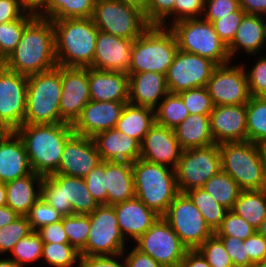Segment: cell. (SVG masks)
<instances>
[{
    "instance_id": "6da1fadb",
    "label": "cell",
    "mask_w": 266,
    "mask_h": 267,
    "mask_svg": "<svg viewBox=\"0 0 266 267\" xmlns=\"http://www.w3.org/2000/svg\"><path fill=\"white\" fill-rule=\"evenodd\" d=\"M52 20L36 16L24 29L21 40L7 58V69L30 76L57 67Z\"/></svg>"
},
{
    "instance_id": "7a4b0ae2",
    "label": "cell",
    "mask_w": 266,
    "mask_h": 267,
    "mask_svg": "<svg viewBox=\"0 0 266 267\" xmlns=\"http://www.w3.org/2000/svg\"><path fill=\"white\" fill-rule=\"evenodd\" d=\"M33 172L49 176L58 170L66 141L74 134L71 124H28L17 130Z\"/></svg>"
},
{
    "instance_id": "3957f363",
    "label": "cell",
    "mask_w": 266,
    "mask_h": 267,
    "mask_svg": "<svg viewBox=\"0 0 266 267\" xmlns=\"http://www.w3.org/2000/svg\"><path fill=\"white\" fill-rule=\"evenodd\" d=\"M58 66L90 68L99 29L92 18L52 20Z\"/></svg>"
},
{
    "instance_id": "277c9868",
    "label": "cell",
    "mask_w": 266,
    "mask_h": 267,
    "mask_svg": "<svg viewBox=\"0 0 266 267\" xmlns=\"http://www.w3.org/2000/svg\"><path fill=\"white\" fill-rule=\"evenodd\" d=\"M132 170L135 197L162 217L179 194L175 169L140 158L132 163Z\"/></svg>"
},
{
    "instance_id": "5b68a950",
    "label": "cell",
    "mask_w": 266,
    "mask_h": 267,
    "mask_svg": "<svg viewBox=\"0 0 266 267\" xmlns=\"http://www.w3.org/2000/svg\"><path fill=\"white\" fill-rule=\"evenodd\" d=\"M62 66L27 76V100L24 123H65L60 117Z\"/></svg>"
},
{
    "instance_id": "8992f818",
    "label": "cell",
    "mask_w": 266,
    "mask_h": 267,
    "mask_svg": "<svg viewBox=\"0 0 266 267\" xmlns=\"http://www.w3.org/2000/svg\"><path fill=\"white\" fill-rule=\"evenodd\" d=\"M178 49L175 34L169 27L151 25L134 39L129 74L156 72L166 75Z\"/></svg>"
},
{
    "instance_id": "52a82bcc",
    "label": "cell",
    "mask_w": 266,
    "mask_h": 267,
    "mask_svg": "<svg viewBox=\"0 0 266 267\" xmlns=\"http://www.w3.org/2000/svg\"><path fill=\"white\" fill-rule=\"evenodd\" d=\"M219 149L222 171L230 175L241 190L266 188L261 145L247 140L221 143Z\"/></svg>"
},
{
    "instance_id": "ba28073f",
    "label": "cell",
    "mask_w": 266,
    "mask_h": 267,
    "mask_svg": "<svg viewBox=\"0 0 266 267\" xmlns=\"http://www.w3.org/2000/svg\"><path fill=\"white\" fill-rule=\"evenodd\" d=\"M167 26L174 32L179 50L208 58L217 65L231 62L228 47L219 38L211 22L193 18Z\"/></svg>"
},
{
    "instance_id": "9c48e42d",
    "label": "cell",
    "mask_w": 266,
    "mask_h": 267,
    "mask_svg": "<svg viewBox=\"0 0 266 267\" xmlns=\"http://www.w3.org/2000/svg\"><path fill=\"white\" fill-rule=\"evenodd\" d=\"M92 20L100 31L124 39H136L151 26L141 10L118 0H96Z\"/></svg>"
},
{
    "instance_id": "30bf717a",
    "label": "cell",
    "mask_w": 266,
    "mask_h": 267,
    "mask_svg": "<svg viewBox=\"0 0 266 267\" xmlns=\"http://www.w3.org/2000/svg\"><path fill=\"white\" fill-rule=\"evenodd\" d=\"M221 170L218 144L183 150L175 167L179 193L202 188L211 177Z\"/></svg>"
},
{
    "instance_id": "8fae6325",
    "label": "cell",
    "mask_w": 266,
    "mask_h": 267,
    "mask_svg": "<svg viewBox=\"0 0 266 267\" xmlns=\"http://www.w3.org/2000/svg\"><path fill=\"white\" fill-rule=\"evenodd\" d=\"M90 231L81 256L119 255L125 252L117 215L112 205L102 204L89 214Z\"/></svg>"
},
{
    "instance_id": "7c38bea8",
    "label": "cell",
    "mask_w": 266,
    "mask_h": 267,
    "mask_svg": "<svg viewBox=\"0 0 266 267\" xmlns=\"http://www.w3.org/2000/svg\"><path fill=\"white\" fill-rule=\"evenodd\" d=\"M162 217L188 250L197 249L214 234L186 193H179Z\"/></svg>"
},
{
    "instance_id": "4fadbf2b",
    "label": "cell",
    "mask_w": 266,
    "mask_h": 267,
    "mask_svg": "<svg viewBox=\"0 0 266 267\" xmlns=\"http://www.w3.org/2000/svg\"><path fill=\"white\" fill-rule=\"evenodd\" d=\"M135 242L138 250L152 257L163 267H180L188 251L163 217H159Z\"/></svg>"
},
{
    "instance_id": "5bb4252c",
    "label": "cell",
    "mask_w": 266,
    "mask_h": 267,
    "mask_svg": "<svg viewBox=\"0 0 266 267\" xmlns=\"http://www.w3.org/2000/svg\"><path fill=\"white\" fill-rule=\"evenodd\" d=\"M218 65L208 58L178 49L165 75L170 93L206 87Z\"/></svg>"
},
{
    "instance_id": "9a60e30c",
    "label": "cell",
    "mask_w": 266,
    "mask_h": 267,
    "mask_svg": "<svg viewBox=\"0 0 266 267\" xmlns=\"http://www.w3.org/2000/svg\"><path fill=\"white\" fill-rule=\"evenodd\" d=\"M214 106L246 104L250 98L244 66L218 65L207 83Z\"/></svg>"
},
{
    "instance_id": "2e32d148",
    "label": "cell",
    "mask_w": 266,
    "mask_h": 267,
    "mask_svg": "<svg viewBox=\"0 0 266 267\" xmlns=\"http://www.w3.org/2000/svg\"><path fill=\"white\" fill-rule=\"evenodd\" d=\"M27 76L6 69L0 74V126L16 131L24 124Z\"/></svg>"
},
{
    "instance_id": "e0dca14e",
    "label": "cell",
    "mask_w": 266,
    "mask_h": 267,
    "mask_svg": "<svg viewBox=\"0 0 266 267\" xmlns=\"http://www.w3.org/2000/svg\"><path fill=\"white\" fill-rule=\"evenodd\" d=\"M101 161L93 138L73 134L65 143L57 174L85 178Z\"/></svg>"
},
{
    "instance_id": "ac0fdd59",
    "label": "cell",
    "mask_w": 266,
    "mask_h": 267,
    "mask_svg": "<svg viewBox=\"0 0 266 267\" xmlns=\"http://www.w3.org/2000/svg\"><path fill=\"white\" fill-rule=\"evenodd\" d=\"M90 100L88 68L62 66L61 119L72 125Z\"/></svg>"
},
{
    "instance_id": "d6986e66",
    "label": "cell",
    "mask_w": 266,
    "mask_h": 267,
    "mask_svg": "<svg viewBox=\"0 0 266 267\" xmlns=\"http://www.w3.org/2000/svg\"><path fill=\"white\" fill-rule=\"evenodd\" d=\"M128 101L90 100L72 124L75 134L93 138L96 134L116 127Z\"/></svg>"
},
{
    "instance_id": "ffe728a7",
    "label": "cell",
    "mask_w": 266,
    "mask_h": 267,
    "mask_svg": "<svg viewBox=\"0 0 266 267\" xmlns=\"http://www.w3.org/2000/svg\"><path fill=\"white\" fill-rule=\"evenodd\" d=\"M182 151L174 129L155 123L141 142L140 158L175 169Z\"/></svg>"
},
{
    "instance_id": "44dd1931",
    "label": "cell",
    "mask_w": 266,
    "mask_h": 267,
    "mask_svg": "<svg viewBox=\"0 0 266 267\" xmlns=\"http://www.w3.org/2000/svg\"><path fill=\"white\" fill-rule=\"evenodd\" d=\"M210 126L215 144L247 141L246 104L214 106Z\"/></svg>"
},
{
    "instance_id": "7402d4cb",
    "label": "cell",
    "mask_w": 266,
    "mask_h": 267,
    "mask_svg": "<svg viewBox=\"0 0 266 267\" xmlns=\"http://www.w3.org/2000/svg\"><path fill=\"white\" fill-rule=\"evenodd\" d=\"M133 42L134 39L120 38L99 30L90 68L129 74Z\"/></svg>"
},
{
    "instance_id": "603a6c76",
    "label": "cell",
    "mask_w": 266,
    "mask_h": 267,
    "mask_svg": "<svg viewBox=\"0 0 266 267\" xmlns=\"http://www.w3.org/2000/svg\"><path fill=\"white\" fill-rule=\"evenodd\" d=\"M33 172L22 139L16 131L0 137V182L7 183Z\"/></svg>"
},
{
    "instance_id": "cb8c5ba5",
    "label": "cell",
    "mask_w": 266,
    "mask_h": 267,
    "mask_svg": "<svg viewBox=\"0 0 266 267\" xmlns=\"http://www.w3.org/2000/svg\"><path fill=\"white\" fill-rule=\"evenodd\" d=\"M93 140L101 161L134 163L140 159L141 144L116 128L96 134Z\"/></svg>"
},
{
    "instance_id": "d4e9b609",
    "label": "cell",
    "mask_w": 266,
    "mask_h": 267,
    "mask_svg": "<svg viewBox=\"0 0 266 267\" xmlns=\"http://www.w3.org/2000/svg\"><path fill=\"white\" fill-rule=\"evenodd\" d=\"M118 225L124 238L129 235L138 240L160 217L149 209L140 199L134 197L113 206ZM126 234V235H125Z\"/></svg>"
},
{
    "instance_id": "484cf974",
    "label": "cell",
    "mask_w": 266,
    "mask_h": 267,
    "mask_svg": "<svg viewBox=\"0 0 266 267\" xmlns=\"http://www.w3.org/2000/svg\"><path fill=\"white\" fill-rule=\"evenodd\" d=\"M128 75L130 104L155 110L159 100L161 102L169 93L166 77L162 73L142 72Z\"/></svg>"
},
{
    "instance_id": "4316f807",
    "label": "cell",
    "mask_w": 266,
    "mask_h": 267,
    "mask_svg": "<svg viewBox=\"0 0 266 267\" xmlns=\"http://www.w3.org/2000/svg\"><path fill=\"white\" fill-rule=\"evenodd\" d=\"M90 99L94 101H128L129 75L121 71L88 68Z\"/></svg>"
},
{
    "instance_id": "83f0119b",
    "label": "cell",
    "mask_w": 266,
    "mask_h": 267,
    "mask_svg": "<svg viewBox=\"0 0 266 267\" xmlns=\"http://www.w3.org/2000/svg\"><path fill=\"white\" fill-rule=\"evenodd\" d=\"M107 205H116L135 197L132 163L105 161Z\"/></svg>"
},
{
    "instance_id": "f1b7e54d",
    "label": "cell",
    "mask_w": 266,
    "mask_h": 267,
    "mask_svg": "<svg viewBox=\"0 0 266 267\" xmlns=\"http://www.w3.org/2000/svg\"><path fill=\"white\" fill-rule=\"evenodd\" d=\"M266 41V21L262 15L245 14L241 20L233 41L227 46L230 59L243 49L247 53L256 54L263 49Z\"/></svg>"
},
{
    "instance_id": "f546056e",
    "label": "cell",
    "mask_w": 266,
    "mask_h": 267,
    "mask_svg": "<svg viewBox=\"0 0 266 267\" xmlns=\"http://www.w3.org/2000/svg\"><path fill=\"white\" fill-rule=\"evenodd\" d=\"M43 176L35 172L5 183L6 206H9L19 216H26L30 208L41 197L40 186ZM35 184L38 190H35Z\"/></svg>"
},
{
    "instance_id": "4dcf8cb0",
    "label": "cell",
    "mask_w": 266,
    "mask_h": 267,
    "mask_svg": "<svg viewBox=\"0 0 266 267\" xmlns=\"http://www.w3.org/2000/svg\"><path fill=\"white\" fill-rule=\"evenodd\" d=\"M58 185H64L65 216L90 214L99 204L87 189L84 178L53 173L49 175Z\"/></svg>"
},
{
    "instance_id": "1f68e13d",
    "label": "cell",
    "mask_w": 266,
    "mask_h": 267,
    "mask_svg": "<svg viewBox=\"0 0 266 267\" xmlns=\"http://www.w3.org/2000/svg\"><path fill=\"white\" fill-rule=\"evenodd\" d=\"M174 132L183 150L215 144L211 134L210 115L189 114Z\"/></svg>"
},
{
    "instance_id": "d6a6232c",
    "label": "cell",
    "mask_w": 266,
    "mask_h": 267,
    "mask_svg": "<svg viewBox=\"0 0 266 267\" xmlns=\"http://www.w3.org/2000/svg\"><path fill=\"white\" fill-rule=\"evenodd\" d=\"M155 123V110L126 103L115 128L141 144L145 134Z\"/></svg>"
},
{
    "instance_id": "836d02e7",
    "label": "cell",
    "mask_w": 266,
    "mask_h": 267,
    "mask_svg": "<svg viewBox=\"0 0 266 267\" xmlns=\"http://www.w3.org/2000/svg\"><path fill=\"white\" fill-rule=\"evenodd\" d=\"M232 211L258 230L266 216V188L241 190Z\"/></svg>"
},
{
    "instance_id": "e575fe53",
    "label": "cell",
    "mask_w": 266,
    "mask_h": 267,
    "mask_svg": "<svg viewBox=\"0 0 266 267\" xmlns=\"http://www.w3.org/2000/svg\"><path fill=\"white\" fill-rule=\"evenodd\" d=\"M202 188L228 210H232L241 192L237 182L222 170L211 177Z\"/></svg>"
},
{
    "instance_id": "d590c367",
    "label": "cell",
    "mask_w": 266,
    "mask_h": 267,
    "mask_svg": "<svg viewBox=\"0 0 266 267\" xmlns=\"http://www.w3.org/2000/svg\"><path fill=\"white\" fill-rule=\"evenodd\" d=\"M247 140L266 144V97H253L246 103Z\"/></svg>"
},
{
    "instance_id": "8d00e7d4",
    "label": "cell",
    "mask_w": 266,
    "mask_h": 267,
    "mask_svg": "<svg viewBox=\"0 0 266 267\" xmlns=\"http://www.w3.org/2000/svg\"><path fill=\"white\" fill-rule=\"evenodd\" d=\"M193 201L194 205L202 213L207 225L215 233L220 227L222 220L229 211L220 205L210 194L203 188H196L186 192Z\"/></svg>"
},
{
    "instance_id": "74e56055",
    "label": "cell",
    "mask_w": 266,
    "mask_h": 267,
    "mask_svg": "<svg viewBox=\"0 0 266 267\" xmlns=\"http://www.w3.org/2000/svg\"><path fill=\"white\" fill-rule=\"evenodd\" d=\"M189 115L178 93H168L155 109L156 124L175 129Z\"/></svg>"
},
{
    "instance_id": "f35d334b",
    "label": "cell",
    "mask_w": 266,
    "mask_h": 267,
    "mask_svg": "<svg viewBox=\"0 0 266 267\" xmlns=\"http://www.w3.org/2000/svg\"><path fill=\"white\" fill-rule=\"evenodd\" d=\"M96 0H49L48 19L92 18Z\"/></svg>"
},
{
    "instance_id": "ab89813d",
    "label": "cell",
    "mask_w": 266,
    "mask_h": 267,
    "mask_svg": "<svg viewBox=\"0 0 266 267\" xmlns=\"http://www.w3.org/2000/svg\"><path fill=\"white\" fill-rule=\"evenodd\" d=\"M36 16L25 12L19 19L0 24V54L6 58L15 50L25 27Z\"/></svg>"
},
{
    "instance_id": "60d3db41",
    "label": "cell",
    "mask_w": 266,
    "mask_h": 267,
    "mask_svg": "<svg viewBox=\"0 0 266 267\" xmlns=\"http://www.w3.org/2000/svg\"><path fill=\"white\" fill-rule=\"evenodd\" d=\"M63 228L69 244L79 252L86 246L90 231L89 214L63 216Z\"/></svg>"
},
{
    "instance_id": "b9f144b4",
    "label": "cell",
    "mask_w": 266,
    "mask_h": 267,
    "mask_svg": "<svg viewBox=\"0 0 266 267\" xmlns=\"http://www.w3.org/2000/svg\"><path fill=\"white\" fill-rule=\"evenodd\" d=\"M80 252L69 243H43L42 256L53 267H72Z\"/></svg>"
},
{
    "instance_id": "7bdbcfd3",
    "label": "cell",
    "mask_w": 266,
    "mask_h": 267,
    "mask_svg": "<svg viewBox=\"0 0 266 267\" xmlns=\"http://www.w3.org/2000/svg\"><path fill=\"white\" fill-rule=\"evenodd\" d=\"M43 241L37 231H31L20 239L11 252L13 259L20 267L26 263L36 262L42 256Z\"/></svg>"
},
{
    "instance_id": "ee69618b",
    "label": "cell",
    "mask_w": 266,
    "mask_h": 267,
    "mask_svg": "<svg viewBox=\"0 0 266 267\" xmlns=\"http://www.w3.org/2000/svg\"><path fill=\"white\" fill-rule=\"evenodd\" d=\"M26 216H19L11 223L0 228V254L12 252L15 244L31 232Z\"/></svg>"
},
{
    "instance_id": "f6af8a7d",
    "label": "cell",
    "mask_w": 266,
    "mask_h": 267,
    "mask_svg": "<svg viewBox=\"0 0 266 267\" xmlns=\"http://www.w3.org/2000/svg\"><path fill=\"white\" fill-rule=\"evenodd\" d=\"M197 250L211 267H234L222 240L214 233Z\"/></svg>"
},
{
    "instance_id": "bcb514c9",
    "label": "cell",
    "mask_w": 266,
    "mask_h": 267,
    "mask_svg": "<svg viewBox=\"0 0 266 267\" xmlns=\"http://www.w3.org/2000/svg\"><path fill=\"white\" fill-rule=\"evenodd\" d=\"M178 94L181 96L189 114H211L214 105L207 87L184 90Z\"/></svg>"
},
{
    "instance_id": "7dc6e473",
    "label": "cell",
    "mask_w": 266,
    "mask_h": 267,
    "mask_svg": "<svg viewBox=\"0 0 266 267\" xmlns=\"http://www.w3.org/2000/svg\"><path fill=\"white\" fill-rule=\"evenodd\" d=\"M257 230L252 227L244 218L229 210L222 220L220 227L216 230L217 236H232L245 241Z\"/></svg>"
},
{
    "instance_id": "c3c4849f",
    "label": "cell",
    "mask_w": 266,
    "mask_h": 267,
    "mask_svg": "<svg viewBox=\"0 0 266 267\" xmlns=\"http://www.w3.org/2000/svg\"><path fill=\"white\" fill-rule=\"evenodd\" d=\"M26 217L32 231H37L41 227L58 222L63 218L62 214L41 197L30 208Z\"/></svg>"
},
{
    "instance_id": "681fc988",
    "label": "cell",
    "mask_w": 266,
    "mask_h": 267,
    "mask_svg": "<svg viewBox=\"0 0 266 267\" xmlns=\"http://www.w3.org/2000/svg\"><path fill=\"white\" fill-rule=\"evenodd\" d=\"M87 189L99 205L107 204L105 161L100 162L85 178Z\"/></svg>"
},
{
    "instance_id": "f907efd6",
    "label": "cell",
    "mask_w": 266,
    "mask_h": 267,
    "mask_svg": "<svg viewBox=\"0 0 266 267\" xmlns=\"http://www.w3.org/2000/svg\"><path fill=\"white\" fill-rule=\"evenodd\" d=\"M40 191L41 198L65 216L64 185H58L50 176H43Z\"/></svg>"
},
{
    "instance_id": "816d5d0a",
    "label": "cell",
    "mask_w": 266,
    "mask_h": 267,
    "mask_svg": "<svg viewBox=\"0 0 266 267\" xmlns=\"http://www.w3.org/2000/svg\"><path fill=\"white\" fill-rule=\"evenodd\" d=\"M246 12L240 8L238 11L232 12L225 17L214 21L213 27L219 38L228 46L236 34V30Z\"/></svg>"
},
{
    "instance_id": "f5cc1de1",
    "label": "cell",
    "mask_w": 266,
    "mask_h": 267,
    "mask_svg": "<svg viewBox=\"0 0 266 267\" xmlns=\"http://www.w3.org/2000/svg\"><path fill=\"white\" fill-rule=\"evenodd\" d=\"M229 254L234 267H253L255 264L246 254V240L242 241L237 237L218 236Z\"/></svg>"
},
{
    "instance_id": "db71d44e",
    "label": "cell",
    "mask_w": 266,
    "mask_h": 267,
    "mask_svg": "<svg viewBox=\"0 0 266 267\" xmlns=\"http://www.w3.org/2000/svg\"><path fill=\"white\" fill-rule=\"evenodd\" d=\"M175 0H149L145 18L150 25L165 27L166 18L173 14ZM166 23V24H165Z\"/></svg>"
},
{
    "instance_id": "11a10c76",
    "label": "cell",
    "mask_w": 266,
    "mask_h": 267,
    "mask_svg": "<svg viewBox=\"0 0 266 267\" xmlns=\"http://www.w3.org/2000/svg\"><path fill=\"white\" fill-rule=\"evenodd\" d=\"M250 95L266 97V57L258 59L255 66L246 72Z\"/></svg>"
},
{
    "instance_id": "9f6ffc18",
    "label": "cell",
    "mask_w": 266,
    "mask_h": 267,
    "mask_svg": "<svg viewBox=\"0 0 266 267\" xmlns=\"http://www.w3.org/2000/svg\"><path fill=\"white\" fill-rule=\"evenodd\" d=\"M204 7L202 18L211 23L241 8L239 0H205Z\"/></svg>"
},
{
    "instance_id": "6f0895ef",
    "label": "cell",
    "mask_w": 266,
    "mask_h": 267,
    "mask_svg": "<svg viewBox=\"0 0 266 267\" xmlns=\"http://www.w3.org/2000/svg\"><path fill=\"white\" fill-rule=\"evenodd\" d=\"M204 5L205 0H175L173 7V23L183 19L201 18V14L205 9Z\"/></svg>"
},
{
    "instance_id": "680465c9",
    "label": "cell",
    "mask_w": 266,
    "mask_h": 267,
    "mask_svg": "<svg viewBox=\"0 0 266 267\" xmlns=\"http://www.w3.org/2000/svg\"><path fill=\"white\" fill-rule=\"evenodd\" d=\"M246 254L255 264H266V238L258 231L246 239Z\"/></svg>"
},
{
    "instance_id": "91938a15",
    "label": "cell",
    "mask_w": 266,
    "mask_h": 267,
    "mask_svg": "<svg viewBox=\"0 0 266 267\" xmlns=\"http://www.w3.org/2000/svg\"><path fill=\"white\" fill-rule=\"evenodd\" d=\"M43 243H69L62 220L43 226L37 230Z\"/></svg>"
},
{
    "instance_id": "94428289",
    "label": "cell",
    "mask_w": 266,
    "mask_h": 267,
    "mask_svg": "<svg viewBox=\"0 0 266 267\" xmlns=\"http://www.w3.org/2000/svg\"><path fill=\"white\" fill-rule=\"evenodd\" d=\"M119 255H100V256H81L78 267H126L124 262H118L115 257H121Z\"/></svg>"
},
{
    "instance_id": "6125c7cd",
    "label": "cell",
    "mask_w": 266,
    "mask_h": 267,
    "mask_svg": "<svg viewBox=\"0 0 266 267\" xmlns=\"http://www.w3.org/2000/svg\"><path fill=\"white\" fill-rule=\"evenodd\" d=\"M24 13L18 0H0V24L15 21Z\"/></svg>"
},
{
    "instance_id": "be15d7a7",
    "label": "cell",
    "mask_w": 266,
    "mask_h": 267,
    "mask_svg": "<svg viewBox=\"0 0 266 267\" xmlns=\"http://www.w3.org/2000/svg\"><path fill=\"white\" fill-rule=\"evenodd\" d=\"M126 267H163L152 257L142 253L136 247L125 257Z\"/></svg>"
},
{
    "instance_id": "e7e4bbea",
    "label": "cell",
    "mask_w": 266,
    "mask_h": 267,
    "mask_svg": "<svg viewBox=\"0 0 266 267\" xmlns=\"http://www.w3.org/2000/svg\"><path fill=\"white\" fill-rule=\"evenodd\" d=\"M21 8L30 14L48 19L49 0H18Z\"/></svg>"
},
{
    "instance_id": "03108f58",
    "label": "cell",
    "mask_w": 266,
    "mask_h": 267,
    "mask_svg": "<svg viewBox=\"0 0 266 267\" xmlns=\"http://www.w3.org/2000/svg\"><path fill=\"white\" fill-rule=\"evenodd\" d=\"M180 267H211L203 255L197 250H188Z\"/></svg>"
},
{
    "instance_id": "003e7915",
    "label": "cell",
    "mask_w": 266,
    "mask_h": 267,
    "mask_svg": "<svg viewBox=\"0 0 266 267\" xmlns=\"http://www.w3.org/2000/svg\"><path fill=\"white\" fill-rule=\"evenodd\" d=\"M246 14L266 15V0H239Z\"/></svg>"
},
{
    "instance_id": "a7ac6f4b",
    "label": "cell",
    "mask_w": 266,
    "mask_h": 267,
    "mask_svg": "<svg viewBox=\"0 0 266 267\" xmlns=\"http://www.w3.org/2000/svg\"><path fill=\"white\" fill-rule=\"evenodd\" d=\"M18 217L19 215L15 211H13L9 206L0 207V228L11 223Z\"/></svg>"
},
{
    "instance_id": "89a4df30",
    "label": "cell",
    "mask_w": 266,
    "mask_h": 267,
    "mask_svg": "<svg viewBox=\"0 0 266 267\" xmlns=\"http://www.w3.org/2000/svg\"><path fill=\"white\" fill-rule=\"evenodd\" d=\"M127 5L134 6L141 10L143 13L147 10L149 0H118Z\"/></svg>"
},
{
    "instance_id": "2644e50d",
    "label": "cell",
    "mask_w": 266,
    "mask_h": 267,
    "mask_svg": "<svg viewBox=\"0 0 266 267\" xmlns=\"http://www.w3.org/2000/svg\"><path fill=\"white\" fill-rule=\"evenodd\" d=\"M6 206V185L0 182V207Z\"/></svg>"
},
{
    "instance_id": "8c879c8a",
    "label": "cell",
    "mask_w": 266,
    "mask_h": 267,
    "mask_svg": "<svg viewBox=\"0 0 266 267\" xmlns=\"http://www.w3.org/2000/svg\"><path fill=\"white\" fill-rule=\"evenodd\" d=\"M0 267H20L13 259H0Z\"/></svg>"
},
{
    "instance_id": "753ad0ef",
    "label": "cell",
    "mask_w": 266,
    "mask_h": 267,
    "mask_svg": "<svg viewBox=\"0 0 266 267\" xmlns=\"http://www.w3.org/2000/svg\"><path fill=\"white\" fill-rule=\"evenodd\" d=\"M7 69V58L0 54V74Z\"/></svg>"
},
{
    "instance_id": "34e18365",
    "label": "cell",
    "mask_w": 266,
    "mask_h": 267,
    "mask_svg": "<svg viewBox=\"0 0 266 267\" xmlns=\"http://www.w3.org/2000/svg\"><path fill=\"white\" fill-rule=\"evenodd\" d=\"M262 236L266 238V216L262 221L260 228L257 230Z\"/></svg>"
},
{
    "instance_id": "11e5206c",
    "label": "cell",
    "mask_w": 266,
    "mask_h": 267,
    "mask_svg": "<svg viewBox=\"0 0 266 267\" xmlns=\"http://www.w3.org/2000/svg\"><path fill=\"white\" fill-rule=\"evenodd\" d=\"M261 151L264 158V164H265V176H266V144L261 145Z\"/></svg>"
},
{
    "instance_id": "2a66077c",
    "label": "cell",
    "mask_w": 266,
    "mask_h": 267,
    "mask_svg": "<svg viewBox=\"0 0 266 267\" xmlns=\"http://www.w3.org/2000/svg\"><path fill=\"white\" fill-rule=\"evenodd\" d=\"M5 133V130L0 126V137Z\"/></svg>"
},
{
    "instance_id": "b9fcfbb0",
    "label": "cell",
    "mask_w": 266,
    "mask_h": 267,
    "mask_svg": "<svg viewBox=\"0 0 266 267\" xmlns=\"http://www.w3.org/2000/svg\"><path fill=\"white\" fill-rule=\"evenodd\" d=\"M253 267H266V264L254 265Z\"/></svg>"
}]
</instances>
